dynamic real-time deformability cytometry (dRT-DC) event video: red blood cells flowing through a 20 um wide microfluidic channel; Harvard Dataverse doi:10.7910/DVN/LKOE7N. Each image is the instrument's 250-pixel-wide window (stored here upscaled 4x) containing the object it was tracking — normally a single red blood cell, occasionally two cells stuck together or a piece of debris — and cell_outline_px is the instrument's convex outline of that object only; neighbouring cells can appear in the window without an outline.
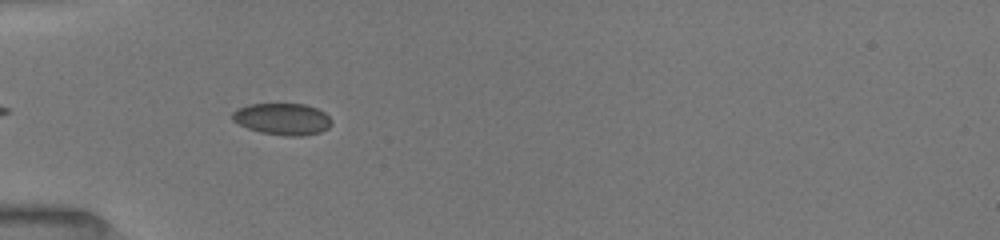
{"species": "common noctule bat (a hibernating species)", "species_latin": "Nyctalus noctula", "temperature_condition": "room temperature", "stored_images_in_passage": 10, "camera_frame_rate_fps": 3000, "um_per_image_px": 0.085, "animal": {"sex": "female", "body_mass_g": 19.5, "forearm_length_mm": 54.1}, "frame": {"image": 1, "passage_image": 4, "time_ms": 1.0, "image_size_px": [1000, 240], "cell_outline_px": [[332, 124], [328, 128], [320, 132], [300, 136], [284, 136], [260, 132], [248, 128], [232, 120], [232, 112], [236, 108], [248, 104], [304, 104], [316, 108], [324, 112], [332, 120]], "centroid_in_image_um": [24.0, 10.11], "position_along_channel_um": 61.0, "area_um2": 18.38}}
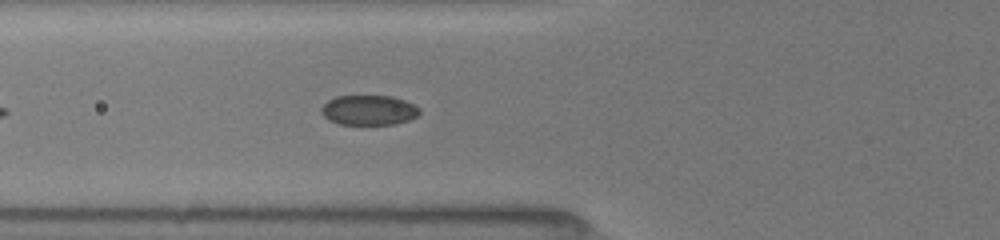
{"frame": {"image": 2, "passage_image": 7, "time_ms": 2.0, "image_size_px": [1000, 240], "cell_outline_px": [[420, 112], [416, 116], [408, 120], [392, 124], [340, 124], [328, 120], [320, 112], [320, 108], [328, 100], [336, 96], [392, 96], [416, 104], [420, 108]], "centroid_in_image_um": [31.34, 9.35], "position_along_channel_um": 94.5, "area_um2": 17.17}}